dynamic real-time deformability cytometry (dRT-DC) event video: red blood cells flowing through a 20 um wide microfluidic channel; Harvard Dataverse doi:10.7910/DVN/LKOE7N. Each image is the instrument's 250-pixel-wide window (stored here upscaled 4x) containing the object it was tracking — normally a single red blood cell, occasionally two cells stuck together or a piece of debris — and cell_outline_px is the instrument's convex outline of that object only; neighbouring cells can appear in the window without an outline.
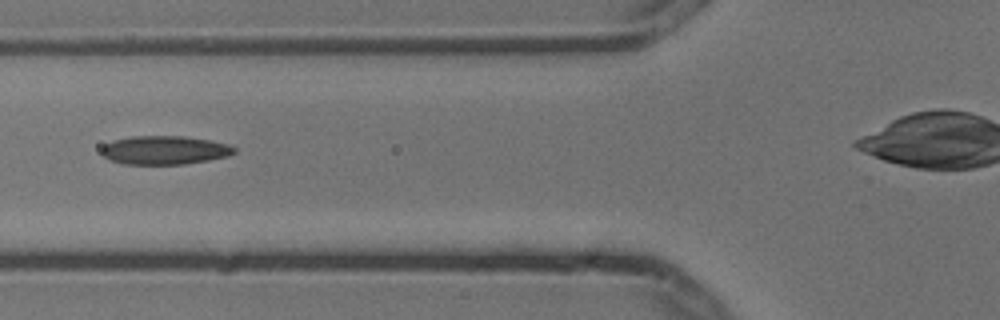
{"species": "common noctule bat (a hibernating species)", "species_latin": "Nyctalus noctula", "temperature_condition": "cold", "stored_images_in_passage": 5, "camera_frame_rate_fps": 3000, "um_per_image_px": 0.085, "animal": {"sex": "male", "body_mass_g": 13.3}, "frame": {"image": 1, "passage_image": 4, "time_ms": 1.0, "image_size_px": [1000, 320], "cell_outline_px": [[236, 152], [228, 156], [208, 160], [184, 164], [124, 164], [108, 160], [100, 152], [100, 148], [104, 144], [112, 140], [132, 136], [184, 136], [208, 140], [228, 144], [236, 148]], "centroid_in_image_um": [13.94, 12.76], "position_along_channel_um": 111.9, "area_um2": 22.31}}